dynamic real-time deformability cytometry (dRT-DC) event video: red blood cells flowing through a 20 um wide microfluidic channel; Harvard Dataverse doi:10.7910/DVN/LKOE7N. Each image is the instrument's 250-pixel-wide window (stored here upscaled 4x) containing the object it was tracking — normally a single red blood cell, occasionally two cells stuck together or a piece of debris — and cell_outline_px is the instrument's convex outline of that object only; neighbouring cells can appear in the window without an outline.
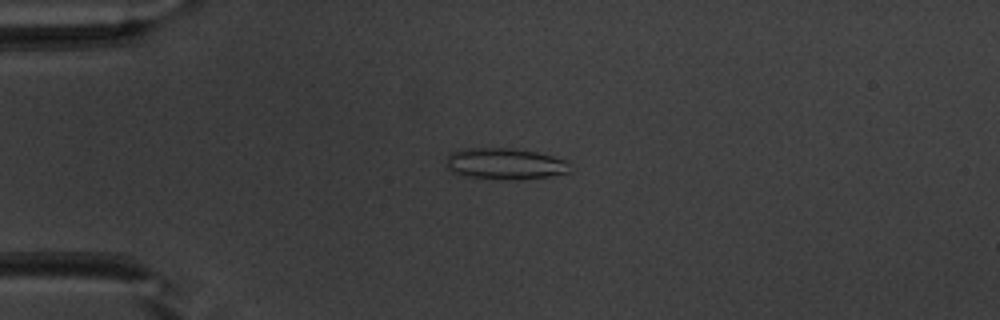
{"species": "common noctule bat (a hibernating species)", "species_latin": "Nyctalus noctula", "temperature_condition": "warm", "stored_images_in_passage": 51, "camera_frame_rate_fps": 3000, "um_per_image_px": 0.085, "animal": {"sex": "male", "body_mass_g": 20.1, "forearm_length_mm": 53.5}, "frame": {"image": 1, "passage_image": 13, "time_ms": 4.0, "image_size_px": [1000, 320], "cell_outline_px": [[568, 172], [548, 176], [464, 176], [452, 172], [448, 168], [448, 156], [452, 152], [468, 148], [512, 148], [536, 152], [568, 160]], "centroid_in_image_um": [42.91, 13.85], "position_along_channel_um": 42.1, "area_um2": 21.04}}
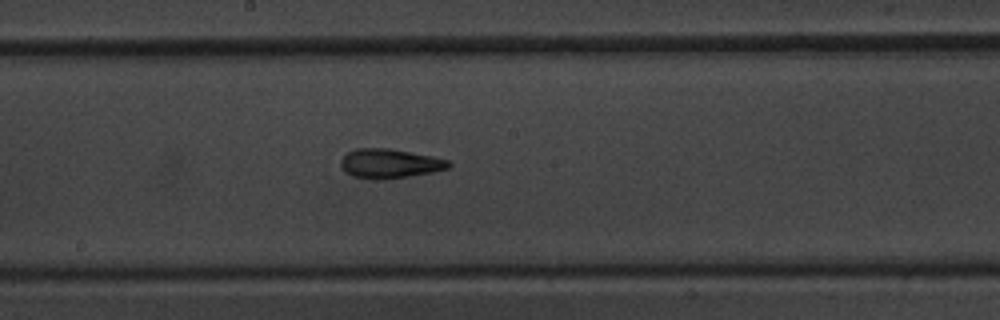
{"frame": {"image": 2, "passage_image": 28, "time_ms": 9.0, "image_size_px": [1000, 320], "cell_outline_px": [[452, 164], [448, 168], [432, 172], [384, 180], [376, 180], [352, 176], [340, 164], [340, 160], [348, 152], [356, 148], [388, 148], [432, 156], [448, 160]], "centroid_in_image_um": [33.13, 13.9], "position_along_channel_um": 215.1, "area_um2": 18.32}}
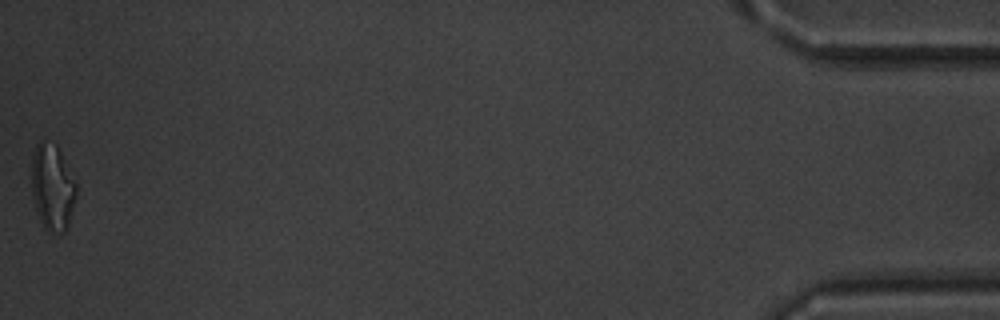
{"frame": {"image": 3, "passage_image": 51, "time_ms": 16.667, "image_size_px": [1000, 320], "cell_outline_px": [[76, 196], [68, 228], [60, 236], [48, 232], [44, 228], [36, 212], [32, 192], [32, 152], [36, 144], [56, 144], [76, 184]], "centroid_in_image_um": [4.45, 16.02], "position_along_channel_um": 430.7, "area_um2": 22.37}, "authors_computed_cell_mechanics": {"area_um2": 18.8428, "velocity_mm_per_s": 4.0059, "shape_relaxation_time_tau1_ms": null, "shape_relaxation_time_tau2_ms": 2.8919, "deformation_change_tau1": null, "deformation_change_tau2": 0.1246}}